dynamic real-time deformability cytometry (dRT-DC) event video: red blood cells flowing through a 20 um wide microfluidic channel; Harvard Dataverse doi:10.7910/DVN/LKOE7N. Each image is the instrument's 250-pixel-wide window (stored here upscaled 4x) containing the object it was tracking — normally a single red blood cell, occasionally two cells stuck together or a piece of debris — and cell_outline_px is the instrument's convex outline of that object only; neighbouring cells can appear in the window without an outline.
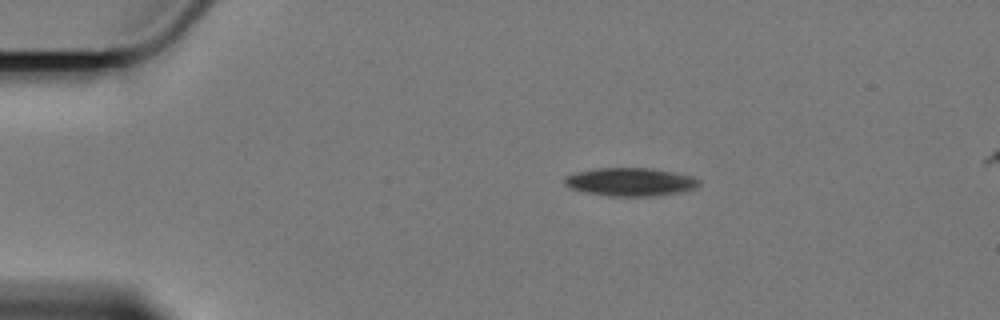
{"species": "Egyptian fruit bat (a non-hibernating species)", "species_latin": "Rousettus aegyptiacus", "temperature_condition": "cold", "stored_images_in_passage": 4, "camera_frame_rate_fps": 3000, "um_per_image_px": 0.085, "animal": {"sex": "female"}, "frame": {"image": 1, "passage_image": 3, "time_ms": 2.333, "image_size_px": [1000, 320], "cell_outline_px": [[700, 184], [692, 188], [680, 192], [648, 196], [608, 196], [584, 192], [572, 188], [564, 184], [564, 180], [568, 176], [576, 172], [596, 168], [648, 168], [672, 172], [692, 176], [700, 180]], "centroid_in_image_um": [53.56, 15.46], "position_along_channel_um": 31.4, "area_um2": 21.79}}